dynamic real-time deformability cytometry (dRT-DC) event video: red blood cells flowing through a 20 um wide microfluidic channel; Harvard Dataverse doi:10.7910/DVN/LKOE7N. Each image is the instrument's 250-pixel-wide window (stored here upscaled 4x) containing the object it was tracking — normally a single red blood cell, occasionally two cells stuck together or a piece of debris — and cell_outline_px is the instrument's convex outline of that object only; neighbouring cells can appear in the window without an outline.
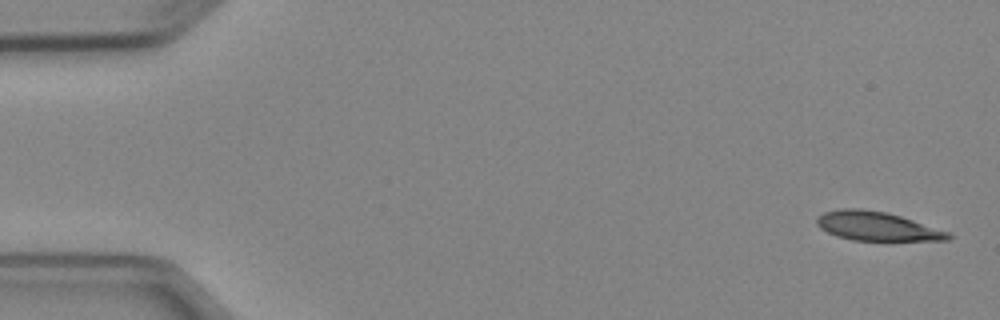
{"species": "Egyptian fruit bat (a non-hibernating species)", "species_latin": "Rousettus aegyptiacus", "temperature_condition": "cold", "stored_images_in_passage": 5, "camera_frame_rate_fps": 3000, "um_per_image_px": 0.085, "animal": {"sex": "female"}, "frame": {"image": 1, "passage_image": 1, "time_ms": 0.0, "image_size_px": [1000, 320], "cell_outline_px": [[952, 236], [948, 240], [852, 240], [836, 236], [820, 228], [816, 224], [816, 216], [824, 212], [840, 208], [860, 208], [884, 212], [900, 216], [948, 232]], "centroid_in_image_um": [74.46, 19.22], "position_along_channel_um": 10.5, "area_um2": 21.91}}
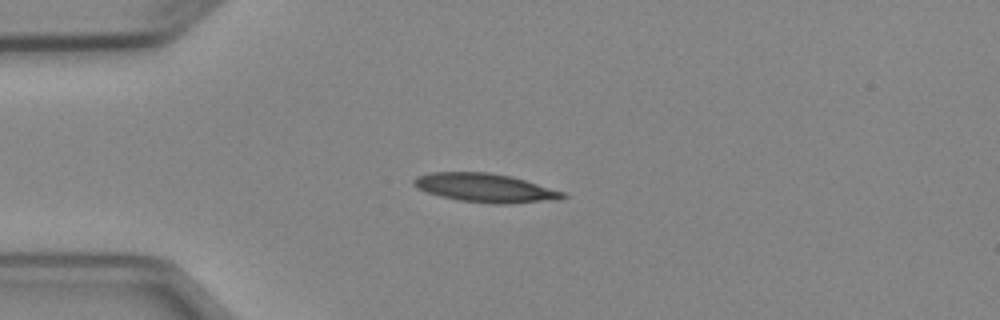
{"frame": {"image": 2, "passage_image": 4, "time_ms": 3.667, "image_size_px": [1000, 320], "cell_outline_px": [[568, 196], [560, 200], [508, 204], [492, 204], [460, 200], [440, 196], [428, 192], [412, 184], [412, 180], [416, 176], [432, 172], [488, 172], [512, 176], [564, 192]], "centroid_in_image_um": [41.28, 15.97], "position_along_channel_um": 43.7, "area_um2": 25.03}}